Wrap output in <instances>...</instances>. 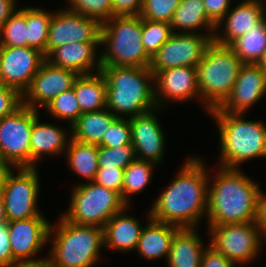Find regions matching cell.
Returning a JSON list of instances; mask_svg holds the SVG:
<instances>
[{
  "label": "cell",
  "mask_w": 266,
  "mask_h": 267,
  "mask_svg": "<svg viewBox=\"0 0 266 267\" xmlns=\"http://www.w3.org/2000/svg\"><path fill=\"white\" fill-rule=\"evenodd\" d=\"M209 172L200 157H187L153 202L151 218L180 228H199L207 215Z\"/></svg>",
  "instance_id": "1"
},
{
  "label": "cell",
  "mask_w": 266,
  "mask_h": 267,
  "mask_svg": "<svg viewBox=\"0 0 266 267\" xmlns=\"http://www.w3.org/2000/svg\"><path fill=\"white\" fill-rule=\"evenodd\" d=\"M217 168L209 174L207 225L253 222L260 183L241 169Z\"/></svg>",
  "instance_id": "2"
},
{
  "label": "cell",
  "mask_w": 266,
  "mask_h": 267,
  "mask_svg": "<svg viewBox=\"0 0 266 267\" xmlns=\"http://www.w3.org/2000/svg\"><path fill=\"white\" fill-rule=\"evenodd\" d=\"M101 72L107 84L106 108L116 117L131 118L157 108L150 67L101 66Z\"/></svg>",
  "instance_id": "3"
},
{
  "label": "cell",
  "mask_w": 266,
  "mask_h": 267,
  "mask_svg": "<svg viewBox=\"0 0 266 267\" xmlns=\"http://www.w3.org/2000/svg\"><path fill=\"white\" fill-rule=\"evenodd\" d=\"M218 127L219 166L241 169L250 159L266 157V124L245 119V113H228L214 108L208 112Z\"/></svg>",
  "instance_id": "4"
},
{
  "label": "cell",
  "mask_w": 266,
  "mask_h": 267,
  "mask_svg": "<svg viewBox=\"0 0 266 267\" xmlns=\"http://www.w3.org/2000/svg\"><path fill=\"white\" fill-rule=\"evenodd\" d=\"M48 241L52 247L47 256L58 267H93L104 248L103 228L78 225L60 215L50 225Z\"/></svg>",
  "instance_id": "5"
},
{
  "label": "cell",
  "mask_w": 266,
  "mask_h": 267,
  "mask_svg": "<svg viewBox=\"0 0 266 267\" xmlns=\"http://www.w3.org/2000/svg\"><path fill=\"white\" fill-rule=\"evenodd\" d=\"M100 46L101 66L150 67L151 58L142 44L140 15L113 16L103 23Z\"/></svg>",
  "instance_id": "6"
},
{
  "label": "cell",
  "mask_w": 266,
  "mask_h": 267,
  "mask_svg": "<svg viewBox=\"0 0 266 267\" xmlns=\"http://www.w3.org/2000/svg\"><path fill=\"white\" fill-rule=\"evenodd\" d=\"M242 65L229 46L214 41L210 43L196 66L200 99L205 111L218 108L230 95Z\"/></svg>",
  "instance_id": "7"
},
{
  "label": "cell",
  "mask_w": 266,
  "mask_h": 267,
  "mask_svg": "<svg viewBox=\"0 0 266 267\" xmlns=\"http://www.w3.org/2000/svg\"><path fill=\"white\" fill-rule=\"evenodd\" d=\"M71 189L69 208L61 215L78 225L103 228L115 214L128 206L119 193L94 181L76 183Z\"/></svg>",
  "instance_id": "8"
},
{
  "label": "cell",
  "mask_w": 266,
  "mask_h": 267,
  "mask_svg": "<svg viewBox=\"0 0 266 267\" xmlns=\"http://www.w3.org/2000/svg\"><path fill=\"white\" fill-rule=\"evenodd\" d=\"M209 245L225 255L236 266H245L256 260L266 238L253 222L206 227ZM266 244V243H265ZM255 259V260H254Z\"/></svg>",
  "instance_id": "9"
},
{
  "label": "cell",
  "mask_w": 266,
  "mask_h": 267,
  "mask_svg": "<svg viewBox=\"0 0 266 267\" xmlns=\"http://www.w3.org/2000/svg\"><path fill=\"white\" fill-rule=\"evenodd\" d=\"M38 115V110L22 105L0 120V157L15 168H31L30 138Z\"/></svg>",
  "instance_id": "10"
},
{
  "label": "cell",
  "mask_w": 266,
  "mask_h": 267,
  "mask_svg": "<svg viewBox=\"0 0 266 267\" xmlns=\"http://www.w3.org/2000/svg\"><path fill=\"white\" fill-rule=\"evenodd\" d=\"M37 169V167L15 168L7 178L1 194L8 222L42 214L37 204L41 185Z\"/></svg>",
  "instance_id": "11"
},
{
  "label": "cell",
  "mask_w": 266,
  "mask_h": 267,
  "mask_svg": "<svg viewBox=\"0 0 266 267\" xmlns=\"http://www.w3.org/2000/svg\"><path fill=\"white\" fill-rule=\"evenodd\" d=\"M213 37L197 33H173L151 58L150 70L155 74L178 66L196 67Z\"/></svg>",
  "instance_id": "12"
},
{
  "label": "cell",
  "mask_w": 266,
  "mask_h": 267,
  "mask_svg": "<svg viewBox=\"0 0 266 267\" xmlns=\"http://www.w3.org/2000/svg\"><path fill=\"white\" fill-rule=\"evenodd\" d=\"M102 24L67 8L53 12L49 25L46 56L56 47L73 42H100Z\"/></svg>",
  "instance_id": "13"
},
{
  "label": "cell",
  "mask_w": 266,
  "mask_h": 267,
  "mask_svg": "<svg viewBox=\"0 0 266 267\" xmlns=\"http://www.w3.org/2000/svg\"><path fill=\"white\" fill-rule=\"evenodd\" d=\"M45 60L42 52L28 46H1L0 83L23 95Z\"/></svg>",
  "instance_id": "14"
},
{
  "label": "cell",
  "mask_w": 266,
  "mask_h": 267,
  "mask_svg": "<svg viewBox=\"0 0 266 267\" xmlns=\"http://www.w3.org/2000/svg\"><path fill=\"white\" fill-rule=\"evenodd\" d=\"M154 96L157 108L163 109L169 103H184L191 99L201 103L196 67L178 66L157 71L154 74Z\"/></svg>",
  "instance_id": "15"
},
{
  "label": "cell",
  "mask_w": 266,
  "mask_h": 267,
  "mask_svg": "<svg viewBox=\"0 0 266 267\" xmlns=\"http://www.w3.org/2000/svg\"><path fill=\"white\" fill-rule=\"evenodd\" d=\"M79 74L67 68H59L45 60L23 94V105L33 110L45 108L62 92L73 88Z\"/></svg>",
  "instance_id": "16"
},
{
  "label": "cell",
  "mask_w": 266,
  "mask_h": 267,
  "mask_svg": "<svg viewBox=\"0 0 266 267\" xmlns=\"http://www.w3.org/2000/svg\"><path fill=\"white\" fill-rule=\"evenodd\" d=\"M50 225L43 213L37 217L8 222L11 251L18 263L42 258L37 255L49 243Z\"/></svg>",
  "instance_id": "17"
},
{
  "label": "cell",
  "mask_w": 266,
  "mask_h": 267,
  "mask_svg": "<svg viewBox=\"0 0 266 267\" xmlns=\"http://www.w3.org/2000/svg\"><path fill=\"white\" fill-rule=\"evenodd\" d=\"M154 110L129 118L131 124L132 145L135 149L136 159L150 161L160 165L164 161L166 147V133L163 131L157 111Z\"/></svg>",
  "instance_id": "18"
},
{
  "label": "cell",
  "mask_w": 266,
  "mask_h": 267,
  "mask_svg": "<svg viewBox=\"0 0 266 267\" xmlns=\"http://www.w3.org/2000/svg\"><path fill=\"white\" fill-rule=\"evenodd\" d=\"M266 96V73L257 64H243L230 95L218 107L222 112L245 113Z\"/></svg>",
  "instance_id": "19"
},
{
  "label": "cell",
  "mask_w": 266,
  "mask_h": 267,
  "mask_svg": "<svg viewBox=\"0 0 266 267\" xmlns=\"http://www.w3.org/2000/svg\"><path fill=\"white\" fill-rule=\"evenodd\" d=\"M265 5L263 1L239 2L230 8L216 24L213 41L220 45L229 46L235 39L246 34V31L255 28L266 18Z\"/></svg>",
  "instance_id": "20"
},
{
  "label": "cell",
  "mask_w": 266,
  "mask_h": 267,
  "mask_svg": "<svg viewBox=\"0 0 266 267\" xmlns=\"http://www.w3.org/2000/svg\"><path fill=\"white\" fill-rule=\"evenodd\" d=\"M100 42H73L54 48L46 60L59 68H67L80 74L101 71ZM99 48V49H98Z\"/></svg>",
  "instance_id": "21"
},
{
  "label": "cell",
  "mask_w": 266,
  "mask_h": 267,
  "mask_svg": "<svg viewBox=\"0 0 266 267\" xmlns=\"http://www.w3.org/2000/svg\"><path fill=\"white\" fill-rule=\"evenodd\" d=\"M39 116L33 120L31 131V168L37 167L36 163L42 160L43 155L62 156L71 138V127L66 130L53 123L40 122Z\"/></svg>",
  "instance_id": "22"
},
{
  "label": "cell",
  "mask_w": 266,
  "mask_h": 267,
  "mask_svg": "<svg viewBox=\"0 0 266 267\" xmlns=\"http://www.w3.org/2000/svg\"><path fill=\"white\" fill-rule=\"evenodd\" d=\"M130 205L115 214L103 227L104 248L118 252L135 251L143 225L137 217L126 215Z\"/></svg>",
  "instance_id": "23"
},
{
  "label": "cell",
  "mask_w": 266,
  "mask_h": 267,
  "mask_svg": "<svg viewBox=\"0 0 266 267\" xmlns=\"http://www.w3.org/2000/svg\"><path fill=\"white\" fill-rule=\"evenodd\" d=\"M145 218L148 220L147 225L141 231L135 251L144 260L153 261L164 257L167 260L172 238L180 227L152 219L150 211Z\"/></svg>",
  "instance_id": "24"
},
{
  "label": "cell",
  "mask_w": 266,
  "mask_h": 267,
  "mask_svg": "<svg viewBox=\"0 0 266 267\" xmlns=\"http://www.w3.org/2000/svg\"><path fill=\"white\" fill-rule=\"evenodd\" d=\"M198 228H180L173 236L166 260L168 267H200L204 244Z\"/></svg>",
  "instance_id": "25"
},
{
  "label": "cell",
  "mask_w": 266,
  "mask_h": 267,
  "mask_svg": "<svg viewBox=\"0 0 266 267\" xmlns=\"http://www.w3.org/2000/svg\"><path fill=\"white\" fill-rule=\"evenodd\" d=\"M170 25L173 33L182 31V33L214 35L216 28L207 16L203 0H181Z\"/></svg>",
  "instance_id": "26"
},
{
  "label": "cell",
  "mask_w": 266,
  "mask_h": 267,
  "mask_svg": "<svg viewBox=\"0 0 266 267\" xmlns=\"http://www.w3.org/2000/svg\"><path fill=\"white\" fill-rule=\"evenodd\" d=\"M73 89L81 113L96 112L106 108L107 84L101 71L80 74L74 82Z\"/></svg>",
  "instance_id": "27"
},
{
  "label": "cell",
  "mask_w": 266,
  "mask_h": 267,
  "mask_svg": "<svg viewBox=\"0 0 266 267\" xmlns=\"http://www.w3.org/2000/svg\"><path fill=\"white\" fill-rule=\"evenodd\" d=\"M116 118L107 108L96 112L82 113L71 126V138L98 145Z\"/></svg>",
  "instance_id": "28"
},
{
  "label": "cell",
  "mask_w": 266,
  "mask_h": 267,
  "mask_svg": "<svg viewBox=\"0 0 266 267\" xmlns=\"http://www.w3.org/2000/svg\"><path fill=\"white\" fill-rule=\"evenodd\" d=\"M66 162L76 175L85 179V182L94 181L98 166V145L84 143L70 138L65 151Z\"/></svg>",
  "instance_id": "29"
},
{
  "label": "cell",
  "mask_w": 266,
  "mask_h": 267,
  "mask_svg": "<svg viewBox=\"0 0 266 267\" xmlns=\"http://www.w3.org/2000/svg\"><path fill=\"white\" fill-rule=\"evenodd\" d=\"M229 47L243 64H257L266 51V18L235 39Z\"/></svg>",
  "instance_id": "30"
},
{
  "label": "cell",
  "mask_w": 266,
  "mask_h": 267,
  "mask_svg": "<svg viewBox=\"0 0 266 267\" xmlns=\"http://www.w3.org/2000/svg\"><path fill=\"white\" fill-rule=\"evenodd\" d=\"M155 165L150 161L135 159L124 169L123 187L120 195L128 205H131L130 197L132 195L141 193L150 184L153 179V170L158 166Z\"/></svg>",
  "instance_id": "31"
},
{
  "label": "cell",
  "mask_w": 266,
  "mask_h": 267,
  "mask_svg": "<svg viewBox=\"0 0 266 267\" xmlns=\"http://www.w3.org/2000/svg\"><path fill=\"white\" fill-rule=\"evenodd\" d=\"M42 7L26 6V24L28 27V47L42 52L46 57L49 25L54 11Z\"/></svg>",
  "instance_id": "32"
},
{
  "label": "cell",
  "mask_w": 266,
  "mask_h": 267,
  "mask_svg": "<svg viewBox=\"0 0 266 267\" xmlns=\"http://www.w3.org/2000/svg\"><path fill=\"white\" fill-rule=\"evenodd\" d=\"M0 46H28L26 6L18 8L0 28Z\"/></svg>",
  "instance_id": "33"
},
{
  "label": "cell",
  "mask_w": 266,
  "mask_h": 267,
  "mask_svg": "<svg viewBox=\"0 0 266 267\" xmlns=\"http://www.w3.org/2000/svg\"><path fill=\"white\" fill-rule=\"evenodd\" d=\"M45 110L51 117L69 122V127L82 114L73 88L56 96L48 103Z\"/></svg>",
  "instance_id": "34"
},
{
  "label": "cell",
  "mask_w": 266,
  "mask_h": 267,
  "mask_svg": "<svg viewBox=\"0 0 266 267\" xmlns=\"http://www.w3.org/2000/svg\"><path fill=\"white\" fill-rule=\"evenodd\" d=\"M172 34L170 23L142 19V44L150 58L157 53Z\"/></svg>",
  "instance_id": "35"
},
{
  "label": "cell",
  "mask_w": 266,
  "mask_h": 267,
  "mask_svg": "<svg viewBox=\"0 0 266 267\" xmlns=\"http://www.w3.org/2000/svg\"><path fill=\"white\" fill-rule=\"evenodd\" d=\"M135 159L136 154L132 144H126L118 148L98 146L99 169H126Z\"/></svg>",
  "instance_id": "36"
},
{
  "label": "cell",
  "mask_w": 266,
  "mask_h": 267,
  "mask_svg": "<svg viewBox=\"0 0 266 267\" xmlns=\"http://www.w3.org/2000/svg\"><path fill=\"white\" fill-rule=\"evenodd\" d=\"M67 9L98 20L101 24L112 18V0H66Z\"/></svg>",
  "instance_id": "37"
},
{
  "label": "cell",
  "mask_w": 266,
  "mask_h": 267,
  "mask_svg": "<svg viewBox=\"0 0 266 267\" xmlns=\"http://www.w3.org/2000/svg\"><path fill=\"white\" fill-rule=\"evenodd\" d=\"M181 0H142L140 17L170 23Z\"/></svg>",
  "instance_id": "38"
},
{
  "label": "cell",
  "mask_w": 266,
  "mask_h": 267,
  "mask_svg": "<svg viewBox=\"0 0 266 267\" xmlns=\"http://www.w3.org/2000/svg\"><path fill=\"white\" fill-rule=\"evenodd\" d=\"M126 144H132L131 124L129 118L117 117L98 146L118 148Z\"/></svg>",
  "instance_id": "39"
},
{
  "label": "cell",
  "mask_w": 266,
  "mask_h": 267,
  "mask_svg": "<svg viewBox=\"0 0 266 267\" xmlns=\"http://www.w3.org/2000/svg\"><path fill=\"white\" fill-rule=\"evenodd\" d=\"M23 105V95L0 83V120Z\"/></svg>",
  "instance_id": "40"
},
{
  "label": "cell",
  "mask_w": 266,
  "mask_h": 267,
  "mask_svg": "<svg viewBox=\"0 0 266 267\" xmlns=\"http://www.w3.org/2000/svg\"><path fill=\"white\" fill-rule=\"evenodd\" d=\"M124 180V169L121 168H106L98 169L94 182L97 184L116 191L117 193H122Z\"/></svg>",
  "instance_id": "41"
},
{
  "label": "cell",
  "mask_w": 266,
  "mask_h": 267,
  "mask_svg": "<svg viewBox=\"0 0 266 267\" xmlns=\"http://www.w3.org/2000/svg\"><path fill=\"white\" fill-rule=\"evenodd\" d=\"M18 262L13 258L9 240L8 222L0 224V267H15Z\"/></svg>",
  "instance_id": "42"
},
{
  "label": "cell",
  "mask_w": 266,
  "mask_h": 267,
  "mask_svg": "<svg viewBox=\"0 0 266 267\" xmlns=\"http://www.w3.org/2000/svg\"><path fill=\"white\" fill-rule=\"evenodd\" d=\"M208 18L216 25L230 10L231 0H203ZM231 5V6H230Z\"/></svg>",
  "instance_id": "43"
},
{
  "label": "cell",
  "mask_w": 266,
  "mask_h": 267,
  "mask_svg": "<svg viewBox=\"0 0 266 267\" xmlns=\"http://www.w3.org/2000/svg\"><path fill=\"white\" fill-rule=\"evenodd\" d=\"M200 267H236V265L225 255L208 245L202 254Z\"/></svg>",
  "instance_id": "44"
},
{
  "label": "cell",
  "mask_w": 266,
  "mask_h": 267,
  "mask_svg": "<svg viewBox=\"0 0 266 267\" xmlns=\"http://www.w3.org/2000/svg\"><path fill=\"white\" fill-rule=\"evenodd\" d=\"M142 0H112V17L140 15Z\"/></svg>",
  "instance_id": "45"
},
{
  "label": "cell",
  "mask_w": 266,
  "mask_h": 267,
  "mask_svg": "<svg viewBox=\"0 0 266 267\" xmlns=\"http://www.w3.org/2000/svg\"><path fill=\"white\" fill-rule=\"evenodd\" d=\"M253 223L259 228L266 238V193L260 189L255 208Z\"/></svg>",
  "instance_id": "46"
},
{
  "label": "cell",
  "mask_w": 266,
  "mask_h": 267,
  "mask_svg": "<svg viewBox=\"0 0 266 267\" xmlns=\"http://www.w3.org/2000/svg\"><path fill=\"white\" fill-rule=\"evenodd\" d=\"M18 0H0V28L8 18L20 7L17 6Z\"/></svg>",
  "instance_id": "47"
},
{
  "label": "cell",
  "mask_w": 266,
  "mask_h": 267,
  "mask_svg": "<svg viewBox=\"0 0 266 267\" xmlns=\"http://www.w3.org/2000/svg\"><path fill=\"white\" fill-rule=\"evenodd\" d=\"M15 170V167L0 157V193L5 187L7 178Z\"/></svg>",
  "instance_id": "48"
},
{
  "label": "cell",
  "mask_w": 266,
  "mask_h": 267,
  "mask_svg": "<svg viewBox=\"0 0 266 267\" xmlns=\"http://www.w3.org/2000/svg\"><path fill=\"white\" fill-rule=\"evenodd\" d=\"M15 267H58V266L55 265L49 257H45L38 260L20 262Z\"/></svg>",
  "instance_id": "49"
},
{
  "label": "cell",
  "mask_w": 266,
  "mask_h": 267,
  "mask_svg": "<svg viewBox=\"0 0 266 267\" xmlns=\"http://www.w3.org/2000/svg\"><path fill=\"white\" fill-rule=\"evenodd\" d=\"M4 222H8V220L5 212L4 199L2 194L0 193V224Z\"/></svg>",
  "instance_id": "50"
},
{
  "label": "cell",
  "mask_w": 266,
  "mask_h": 267,
  "mask_svg": "<svg viewBox=\"0 0 266 267\" xmlns=\"http://www.w3.org/2000/svg\"><path fill=\"white\" fill-rule=\"evenodd\" d=\"M257 65L266 73V51Z\"/></svg>",
  "instance_id": "51"
},
{
  "label": "cell",
  "mask_w": 266,
  "mask_h": 267,
  "mask_svg": "<svg viewBox=\"0 0 266 267\" xmlns=\"http://www.w3.org/2000/svg\"><path fill=\"white\" fill-rule=\"evenodd\" d=\"M256 1H262V0H243V1L241 0L240 3H249V2H256Z\"/></svg>",
  "instance_id": "52"
}]
</instances>
